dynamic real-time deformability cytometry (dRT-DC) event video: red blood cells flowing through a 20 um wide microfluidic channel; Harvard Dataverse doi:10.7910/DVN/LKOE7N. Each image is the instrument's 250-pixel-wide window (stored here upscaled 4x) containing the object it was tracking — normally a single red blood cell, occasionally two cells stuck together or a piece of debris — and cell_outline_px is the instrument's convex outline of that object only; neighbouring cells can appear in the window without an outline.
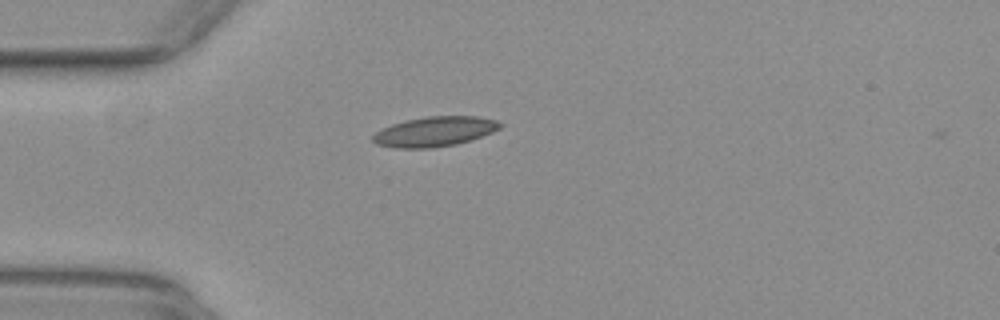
{"species": "common noctule bat (a hibernating species)", "species_latin": "Nyctalus noctula", "temperature_condition": "warm", "stored_images_in_passage": 40, "camera_frame_rate_fps": 3000, "um_per_image_px": 0.085, "animal": {"sex": "female", "body_mass_g": 29.2, "forearm_length_mm": 56.3}, "frame": {"image": 1, "passage_image": 1, "time_ms": 0.0, "image_size_px": [1000, 320], "cell_outline_px": [[504, 124], [500, 128], [492, 132], [456, 144], [432, 148], [396, 148], [376, 144], [372, 140], [372, 136], [380, 128], [404, 120], [424, 116], [476, 116], [496, 120]], "centroid_in_image_um": [36.9, 11.17], "position_along_channel_um": 48.1, "area_um2": 22.2}}
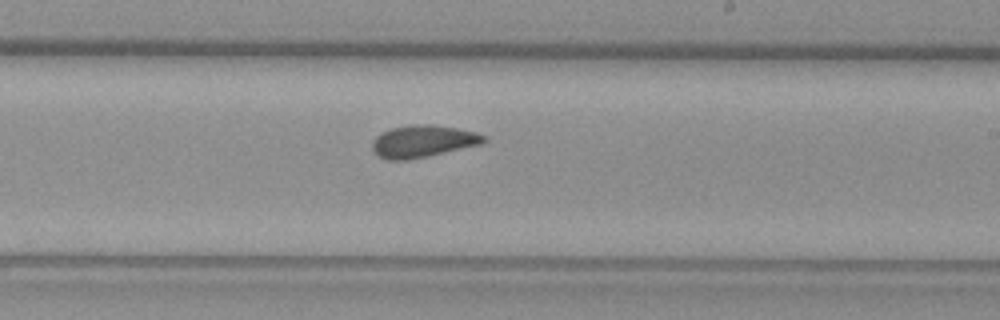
{"frame": {"image": 2, "passage_image": 18, "time_ms": 5.667, "image_size_px": [1000, 320], "cell_outline_px": [[488, 140], [480, 144], [424, 156], [404, 160], [388, 160], [380, 156], [372, 148], [372, 140], [376, 136], [392, 128], [412, 124], [432, 124], [456, 128], [476, 132], [484, 136]], "centroid_in_image_um": [35.93, 11.99], "position_along_channel_um": 253.1, "area_um2": 20.4}}
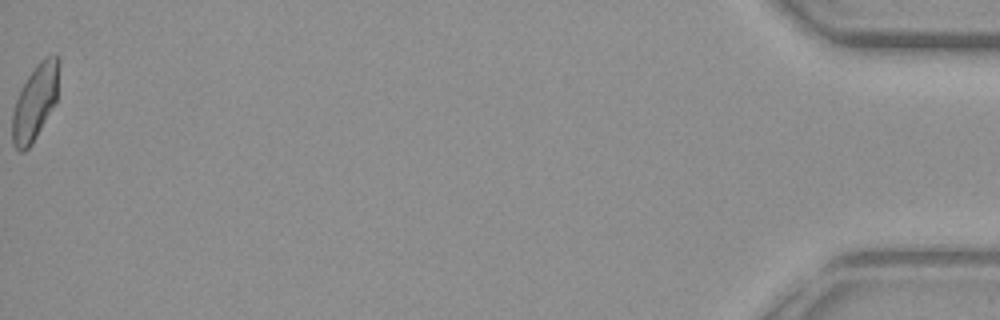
{"frame": {"image": 3, "passage_image": 40, "time_ms": 13.0, "image_size_px": [1000, 320], "cell_outline_px": [[60, 64], [56, 104], [32, 144], [24, 152], [20, 152], [12, 144], [12, 112], [20, 88], [36, 64], [44, 56], [56, 52], [60, 60]], "centroid_in_image_um": [3.0, 8.65], "position_along_channel_um": 432.2, "area_um2": 21.1}, "authors_computed_cell_mechanics": {"area_um2": 20.4612, "velocity_mm_per_s": 3.888, "shape_relaxation_time_tau1_ms": null, "shape_relaxation_time_tau2_ms": 3.3885, "deformation_change_tau1": null, "deformation_change_tau2": 0.0775}}